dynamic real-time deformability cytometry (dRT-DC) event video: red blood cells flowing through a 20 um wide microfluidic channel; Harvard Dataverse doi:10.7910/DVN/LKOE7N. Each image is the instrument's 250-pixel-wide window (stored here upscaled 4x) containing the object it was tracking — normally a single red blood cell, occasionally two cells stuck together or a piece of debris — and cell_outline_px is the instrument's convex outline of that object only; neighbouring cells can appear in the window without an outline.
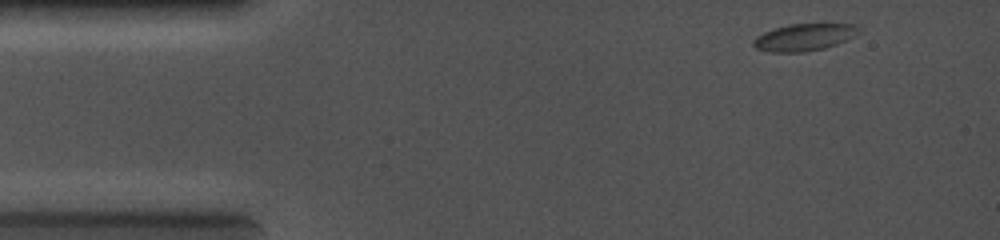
{"species": "common noctule bat (a hibernating species)", "species_latin": "Nyctalus noctula", "temperature_condition": "cold", "stored_images_in_passage": 10, "camera_frame_rate_fps": 5000, "um_per_image_px": 0.085, "animal": {"sex": "female", "body_mass_g": 19.0, "forearm_length_mm": 56.7}, "frame": {"image": 1, "passage_image": 1, "time_ms": 0.0, "image_size_px": [1000, 240], "cell_outline_px": [[864, 32], [836, 44], [824, 48], [804, 52], [772, 52], [756, 48], [752, 44], [752, 40], [756, 36], [764, 32], [788, 24], [856, 24]], "centroid_in_image_um": [68.39, 3.16], "position_along_channel_um": 16.6, "area_um2": 16.7}}
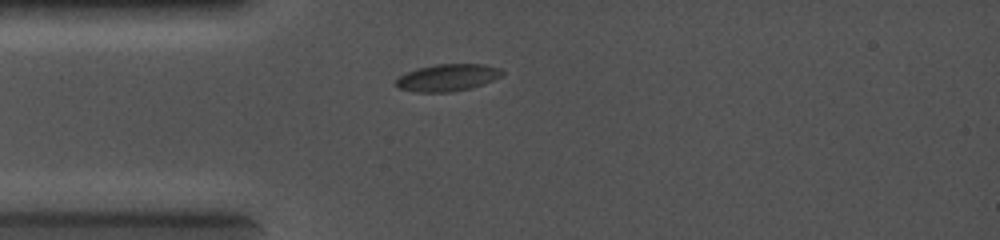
{"frame": {"image": 2, "passage_image": 6, "time_ms": 2.2, "image_size_px": [1000, 240], "cell_outline_px": [[504, 72], [500, 76], [492, 80], [468, 88], [452, 92], [416, 92], [396, 88], [396, 80], [404, 72], [436, 64], [484, 64], [500, 68]], "centroid_in_image_um": [37.99, 6.59], "position_along_channel_um": 47.0, "area_um2": 16.59}}